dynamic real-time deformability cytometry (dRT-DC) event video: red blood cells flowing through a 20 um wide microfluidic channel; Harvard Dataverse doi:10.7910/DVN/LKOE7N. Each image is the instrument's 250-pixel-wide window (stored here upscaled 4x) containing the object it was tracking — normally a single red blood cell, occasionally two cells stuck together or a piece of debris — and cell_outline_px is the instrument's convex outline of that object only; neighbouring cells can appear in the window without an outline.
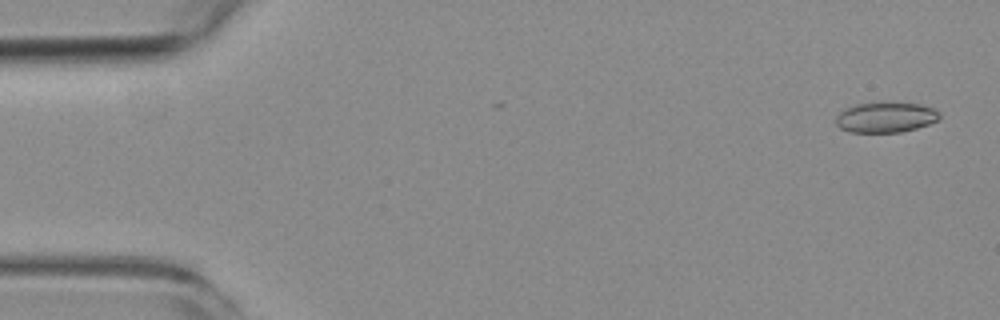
{"species": "common noctule bat (a hibernating species)", "species_latin": "Nyctalus noctula", "temperature_condition": "room temperature", "stored_images_in_passage": 5, "camera_frame_rate_fps": 3000, "um_per_image_px": 0.085, "animal": {"sex": "female", "body_mass_g": 19.3, "forearm_length_mm": 54.1}, "frame": {"image": 1, "passage_image": 1, "time_ms": 0.0, "image_size_px": [1000, 320], "cell_outline_px": [[940, 116], [936, 120], [928, 124], [916, 128], [900, 132], [848, 132], [840, 128], [836, 124], [836, 116], [844, 108], [856, 104], [880, 100], [920, 104], [932, 108], [940, 112]], "centroid_in_image_um": [75.24, 9.93], "position_along_channel_um": 9.8, "area_um2": 18.79}}